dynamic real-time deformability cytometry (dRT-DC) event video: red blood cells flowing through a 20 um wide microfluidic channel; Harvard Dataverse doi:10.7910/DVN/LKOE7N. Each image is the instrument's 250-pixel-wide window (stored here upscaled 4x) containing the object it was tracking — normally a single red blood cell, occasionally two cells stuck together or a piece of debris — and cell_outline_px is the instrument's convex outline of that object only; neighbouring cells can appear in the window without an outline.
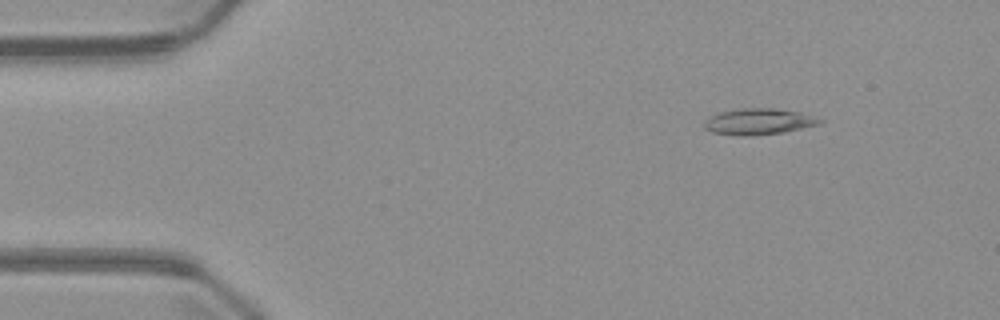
{"species": "common noctule bat (a hibernating species)", "species_latin": "Nyctalus noctula", "temperature_condition": "warm", "stored_images_in_passage": 4, "camera_frame_rate_fps": 3000, "um_per_image_px": 0.085, "animal": {"sex": "male", "body_mass_g": 23.1, "forearm_length_mm": 52.7}, "frame": {"image": 1, "passage_image": 1, "time_ms": 0.0, "image_size_px": [1000, 320], "cell_outline_px": [[824, 120], [820, 124], [784, 132], [752, 136], [740, 136], [712, 132], [704, 128], [704, 120], [720, 112], [740, 108], [772, 108], [800, 112]], "centroid_in_image_um": [64.47, 10.34], "position_along_channel_um": 20.5, "area_um2": 17.57}}
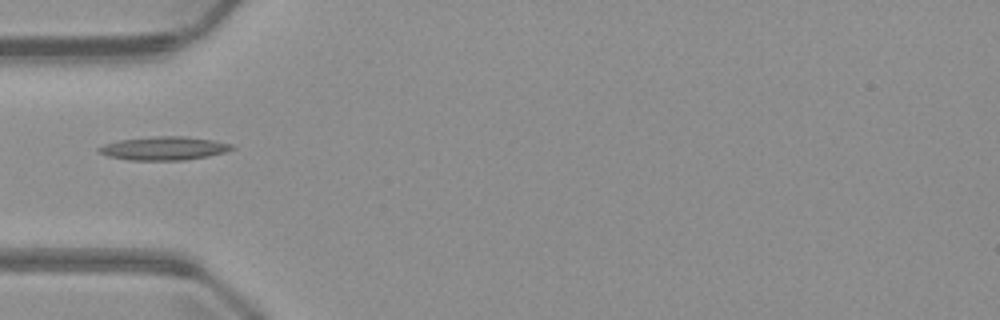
{"frame": {"image": 2, "passage_image": 4, "time_ms": 3.333, "image_size_px": [1000, 320], "cell_outline_px": [[236, 148], [224, 152], [208, 156], [184, 160], [128, 160], [108, 156], [96, 152], [96, 148], [104, 144], [120, 140], [156, 136], [184, 136], [212, 140], [232, 144]], "centroid_in_image_um": [13.9, 12.61], "position_along_channel_um": 71.1, "area_um2": 18.21}}